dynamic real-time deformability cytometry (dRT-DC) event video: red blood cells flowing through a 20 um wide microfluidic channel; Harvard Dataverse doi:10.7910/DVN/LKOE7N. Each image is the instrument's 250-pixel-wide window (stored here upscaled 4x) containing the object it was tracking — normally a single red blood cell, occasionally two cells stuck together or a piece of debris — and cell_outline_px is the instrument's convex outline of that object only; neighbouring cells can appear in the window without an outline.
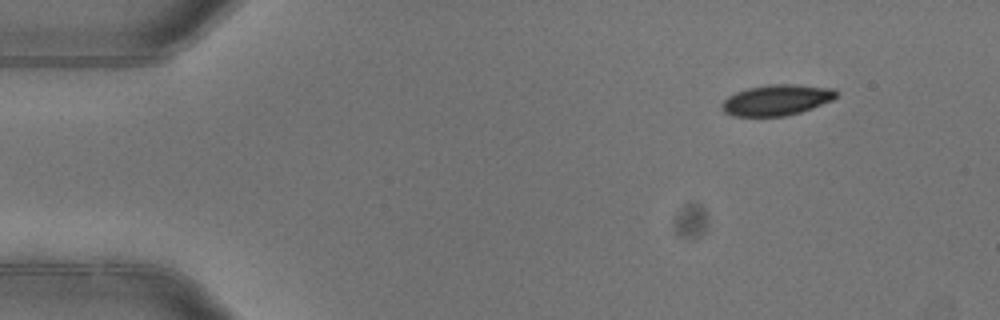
{"species": "common noctule bat (a hibernating species)", "species_latin": "Nyctalus noctula", "temperature_condition": "warm", "stored_images_in_passage": 2, "camera_frame_rate_fps": 3000, "um_per_image_px": 0.085, "animal": {"sex": "female"}, "frame": {"image": 1, "passage_image": 2, "time_ms": 0.333, "image_size_px": [1000, 320], "cell_outline_px": [[836, 96], [832, 100], [812, 108], [800, 112], [784, 116], [732, 116], [724, 112], [720, 108], [720, 104], [728, 96], [736, 92], [748, 88], [768, 84], [792, 84], [836, 88]], "centroid_in_image_um": [65.98, 8.5], "position_along_channel_um": 19.0, "area_um2": 20.58}}